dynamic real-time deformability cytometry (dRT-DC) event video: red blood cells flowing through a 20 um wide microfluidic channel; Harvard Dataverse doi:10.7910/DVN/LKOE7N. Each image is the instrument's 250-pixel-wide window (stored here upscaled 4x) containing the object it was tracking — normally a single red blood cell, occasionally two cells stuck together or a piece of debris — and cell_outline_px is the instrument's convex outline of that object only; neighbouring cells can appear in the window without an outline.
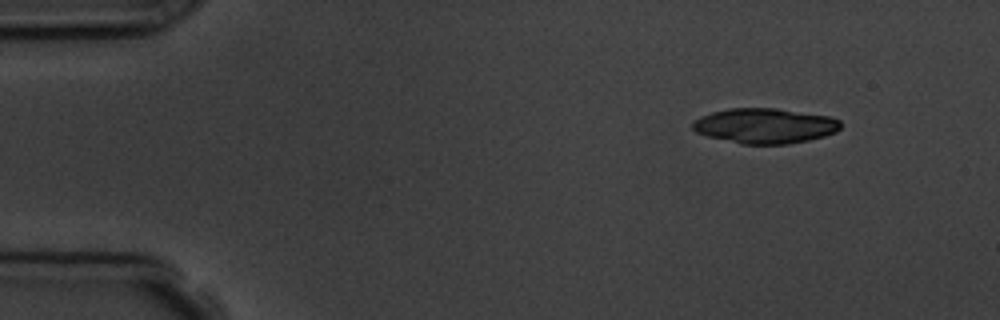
{"species": "common noctule bat (a hibernating species)", "species_latin": "Nyctalus noctula", "temperature_condition": "room temperature", "stored_images_in_passage": 14, "camera_frame_rate_fps": 3000, "um_per_image_px": 0.085, "animal": {"sex": "male", "body_mass_g": 19.5, "forearm_length_mm": 54.6}, "frame": {"image": 1, "passage_image": 1, "time_ms": 0.0, "image_size_px": [1000, 320], "cell_outline_px": [[840, 128], [836, 132], [824, 136], [808, 140], [788, 144], [740, 144], [708, 136], [696, 132], [692, 128], [692, 124], [700, 116], [712, 112], [728, 108], [776, 108], [832, 116], [840, 120]], "centroid_in_image_um": [65.03, 10.69], "position_along_channel_um": 20.0, "area_um2": 30.4}, "authors_computed_cell_mechanics": {"area_um2": 25.432, "velocity_mm_per_s": 3.8687, "shape_relaxation_time_tau1_ms": 6.4506, "shape_relaxation_time_tau2_ms": null, "deformation_change_tau1": 0.146, "deformation_change_tau2": null}}